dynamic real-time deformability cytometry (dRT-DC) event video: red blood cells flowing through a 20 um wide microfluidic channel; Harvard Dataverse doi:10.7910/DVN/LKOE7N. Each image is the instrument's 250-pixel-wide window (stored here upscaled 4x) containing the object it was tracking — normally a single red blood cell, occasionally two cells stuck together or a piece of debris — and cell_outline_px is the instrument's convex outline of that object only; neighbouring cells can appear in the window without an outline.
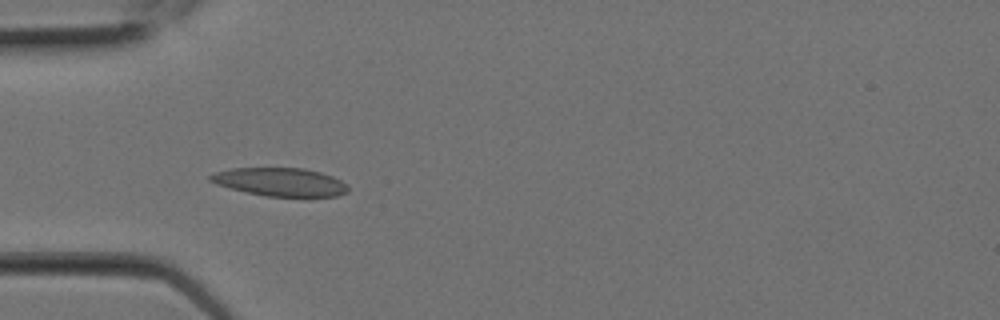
{"species": "Egyptian fruit bat (a non-hibernating species)", "species_latin": "Rousettus aegyptiacus", "temperature_condition": "room temperature", "stored_images_in_passage": 11, "camera_frame_rate_fps": 3000, "um_per_image_px": 0.085, "animal": {"sex": "female"}, "frame": {"image": 1, "passage_image": 7, "time_ms": 2.0, "image_size_px": [1000, 320], "cell_outline_px": [[348, 192], [336, 196], [268, 196], [248, 192], [216, 184], [208, 180], [208, 176], [212, 172], [232, 168], [304, 168], [320, 172], [332, 176], [348, 184]], "centroid_in_image_um": [23.81, 15.45], "position_along_channel_um": 61.2, "area_um2": 22.6}}
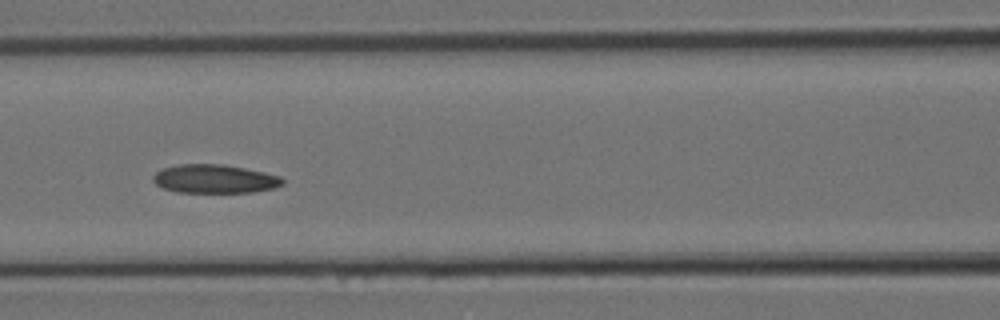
{"frame": {"image": 2, "passage_image": 10, "time_ms": 3.0, "image_size_px": [1000, 320], "cell_outline_px": [[284, 184], [276, 188], [252, 192], [176, 192], [164, 188], [156, 184], [152, 180], [152, 176], [160, 168], [180, 164], [220, 164], [244, 168], [264, 172], [280, 176], [284, 180]], "centroid_in_image_um": [18.24, 15.2], "position_along_channel_um": 148.4, "area_um2": 21.68}}